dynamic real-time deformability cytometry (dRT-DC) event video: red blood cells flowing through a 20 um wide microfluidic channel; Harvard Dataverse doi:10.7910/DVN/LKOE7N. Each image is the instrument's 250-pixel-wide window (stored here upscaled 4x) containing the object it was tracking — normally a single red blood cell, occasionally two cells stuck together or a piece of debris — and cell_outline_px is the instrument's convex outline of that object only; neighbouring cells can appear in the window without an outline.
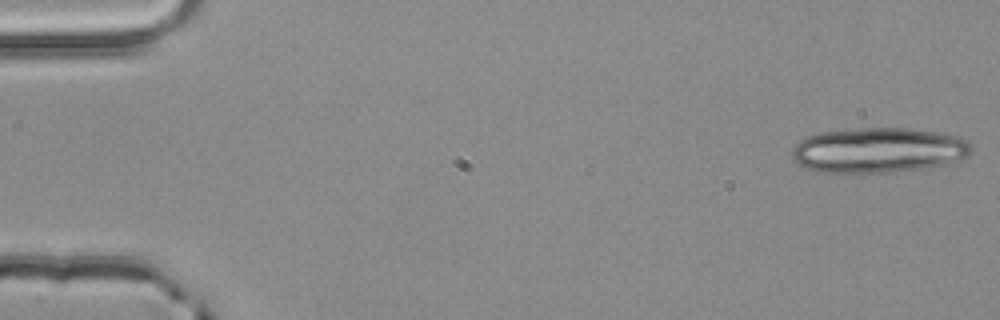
{"species": "common noctule bat (a hibernating species)", "species_latin": "Nyctalus noctula", "temperature_condition": "room temperature", "stored_images_in_passage": 4, "camera_frame_rate_fps": 3000, "um_per_image_px": 0.085, "animal": {"sex": "male", "body_mass_g": 20.4}, "frame": {"image": 1, "passage_image": 1, "time_ms": 0.0, "image_size_px": [1000, 320], "cell_outline_px": [[972, 148], [968, 156], [960, 160], [948, 164], [924, 168], [892, 172], [820, 172], [804, 168], [796, 164], [792, 160], [792, 148], [804, 136], [820, 132], [860, 128], [912, 128], [940, 132], [956, 136], [968, 140]], "centroid_in_image_um": [74.65, 12.76], "position_along_channel_um": 10.3, "area_um2": 47.69}}